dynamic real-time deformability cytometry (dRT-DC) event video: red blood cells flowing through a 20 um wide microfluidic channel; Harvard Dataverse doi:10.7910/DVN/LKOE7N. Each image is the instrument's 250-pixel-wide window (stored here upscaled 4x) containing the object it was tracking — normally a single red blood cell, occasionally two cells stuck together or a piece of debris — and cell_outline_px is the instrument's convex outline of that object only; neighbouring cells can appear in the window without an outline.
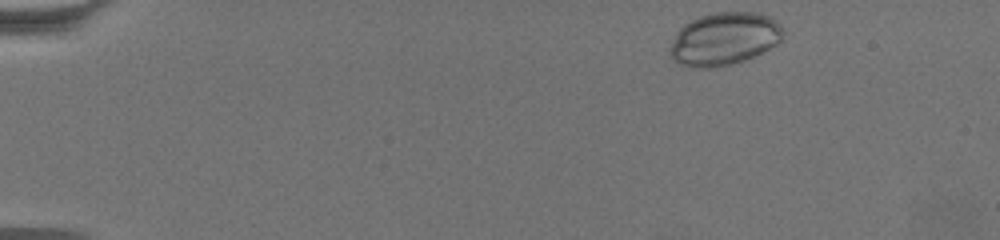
{"species": "common noctule bat (a hibernating species)", "species_latin": "Nyctalus noctula", "temperature_condition": "warm", "stored_images_in_passage": 55, "camera_frame_rate_fps": 3000, "um_per_image_px": 0.085, "animal": {"sex": "female", "body_mass_g": 19.5, "forearm_length_mm": 54.1}, "frame": {"image": 1, "passage_image": 1, "time_ms": 0.0, "image_size_px": [1000, 240], "cell_outline_px": [[784, 32], [780, 40], [776, 44], [744, 60], [732, 64], [712, 68], [688, 68], [672, 60], [668, 56], [668, 48], [676, 32], [684, 24], [700, 16], [716, 12], [760, 12], [776, 20], [780, 24]], "centroid_in_image_um": [61.5, 3.31], "position_along_channel_um": 23.5, "area_um2": 35.08}}
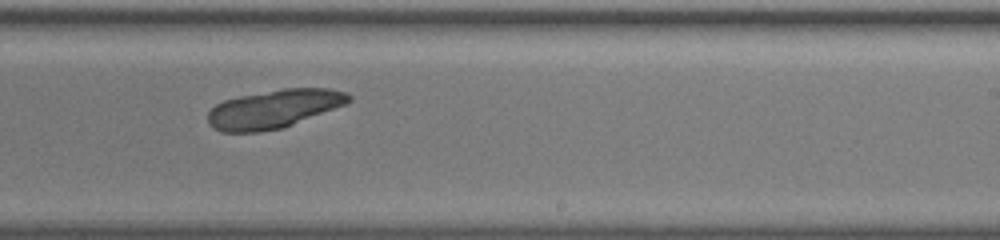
{"frame": {"image": 2, "passage_image": 33, "time_ms": 10.667, "image_size_px": [1000, 240], "cell_outline_px": [[352, 100], [348, 104], [284, 128], [260, 132], [220, 132], [212, 128], [208, 124], [208, 112], [216, 104], [224, 100], [240, 96], [284, 88], [328, 88], [348, 92], [352, 96]], "centroid_in_image_um": [23.32, 9.26], "position_along_channel_um": 265.7, "area_um2": 32.02}}
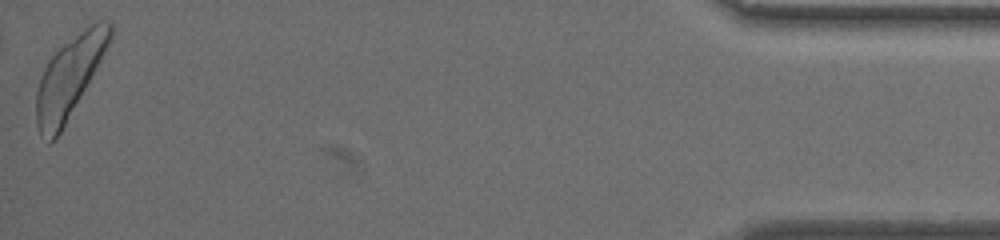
{"frame": {"image": 3, "passage_image": 55, "time_ms": 18.0, "image_size_px": [1000, 240], "cell_outline_px": [[112, 36], [100, 60], [60, 132], [48, 144], [40, 136], [36, 124], [36, 92], [40, 76], [48, 60], [64, 44], [92, 24], [100, 20], [108, 20], [112, 24]], "centroid_in_image_um": [5.84, 6.58], "position_along_channel_um": 429.4, "area_um2": 33.41}}